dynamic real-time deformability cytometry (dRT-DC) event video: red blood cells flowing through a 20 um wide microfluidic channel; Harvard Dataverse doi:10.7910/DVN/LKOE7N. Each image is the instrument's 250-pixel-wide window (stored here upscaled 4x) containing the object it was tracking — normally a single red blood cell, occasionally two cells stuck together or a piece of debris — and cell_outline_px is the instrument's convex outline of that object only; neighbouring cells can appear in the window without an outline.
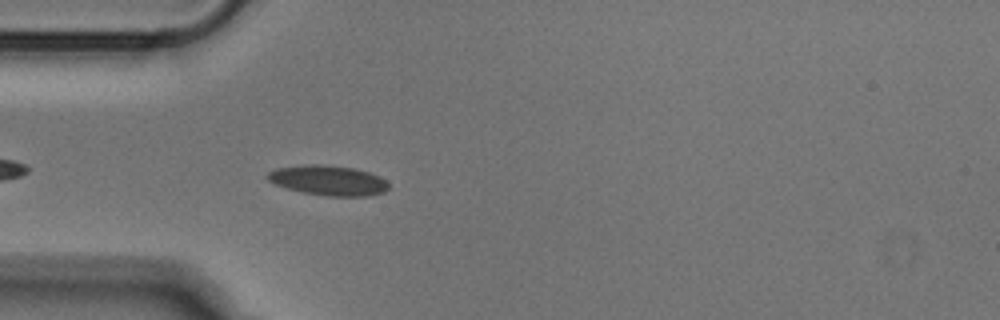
{"species": "Egyptian fruit bat (a non-hibernating species)", "species_latin": "Rousettus aegyptiacus", "temperature_condition": "cold", "stored_images_in_passage": 39, "camera_frame_rate_fps": 3000, "um_per_image_px": 0.085, "animal": {"sex": "male"}, "frame": {"image": 1, "passage_image": 2, "time_ms": 0.333, "image_size_px": [1000, 320], "cell_outline_px": [[388, 188], [384, 192], [368, 196], [328, 196], [304, 192], [288, 188], [276, 184], [268, 180], [264, 176], [268, 172], [276, 168], [304, 164], [320, 164], [352, 168], [368, 172], [380, 176], [388, 184]], "centroid_in_image_um": [27.88, 15.32], "position_along_channel_um": 57.1, "area_um2": 21.04}}
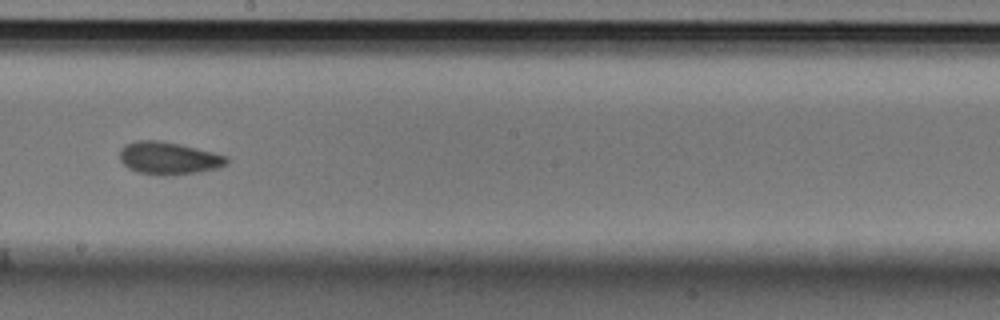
{"frame": {"image": 2, "passage_image": 16, "time_ms": 5.0, "image_size_px": [1000, 320], "cell_outline_px": [[228, 164], [216, 168], [196, 172], [164, 176], [160, 176], [136, 172], [128, 168], [120, 160], [120, 148], [124, 144], [136, 140], [160, 140], [180, 144], [228, 156]], "centroid_in_image_um": [14.29, 13.44], "position_along_channel_um": 233.9, "area_um2": 20.4}}
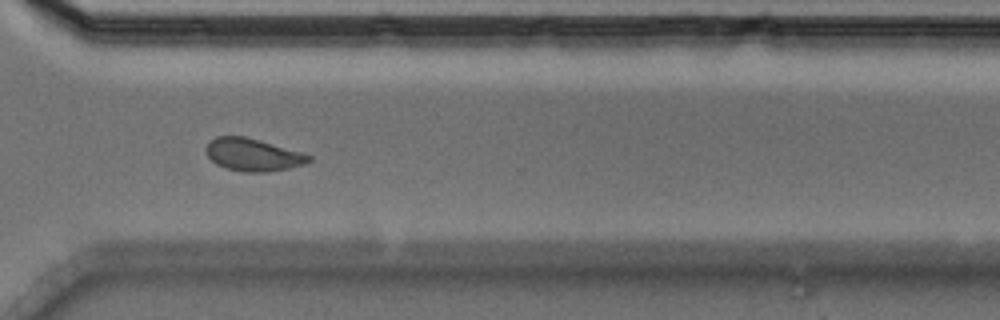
{"frame": {"image": 3, "passage_image": 25, "time_ms": 8.0, "image_size_px": [1000, 320], "cell_outline_px": [[312, 160], [304, 164], [288, 168], [268, 172], [244, 172], [224, 168], [216, 164], [208, 156], [204, 148], [216, 136], [244, 136], [260, 140], [300, 152], [312, 156]], "centroid_in_image_um": [21.48, 13.16], "position_along_channel_um": 349.1, "area_um2": 19.42}}